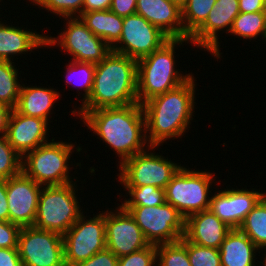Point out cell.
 I'll use <instances>...</instances> for the list:
<instances>
[{
    "mask_svg": "<svg viewBox=\"0 0 266 266\" xmlns=\"http://www.w3.org/2000/svg\"><path fill=\"white\" fill-rule=\"evenodd\" d=\"M73 116H78L87 130L117 154L118 166L150 147L146 139L145 116L139 103L74 112Z\"/></svg>",
    "mask_w": 266,
    "mask_h": 266,
    "instance_id": "1",
    "label": "cell"
},
{
    "mask_svg": "<svg viewBox=\"0 0 266 266\" xmlns=\"http://www.w3.org/2000/svg\"><path fill=\"white\" fill-rule=\"evenodd\" d=\"M194 78L193 75L179 87L142 104L146 139L150 146H162L167 140L181 138L190 129L197 100V80Z\"/></svg>",
    "mask_w": 266,
    "mask_h": 266,
    "instance_id": "2",
    "label": "cell"
},
{
    "mask_svg": "<svg viewBox=\"0 0 266 266\" xmlns=\"http://www.w3.org/2000/svg\"><path fill=\"white\" fill-rule=\"evenodd\" d=\"M135 103H138L137 60L111 51L100 63L95 64L90 97L77 107L78 110H71V114Z\"/></svg>",
    "mask_w": 266,
    "mask_h": 266,
    "instance_id": "3",
    "label": "cell"
},
{
    "mask_svg": "<svg viewBox=\"0 0 266 266\" xmlns=\"http://www.w3.org/2000/svg\"><path fill=\"white\" fill-rule=\"evenodd\" d=\"M185 42V44H183ZM191 43L189 39H169L159 49L137 61V99L143 104L150 98L171 91L194 74L179 71L176 65L178 47ZM176 49V50H175Z\"/></svg>",
    "mask_w": 266,
    "mask_h": 266,
    "instance_id": "4",
    "label": "cell"
},
{
    "mask_svg": "<svg viewBox=\"0 0 266 266\" xmlns=\"http://www.w3.org/2000/svg\"><path fill=\"white\" fill-rule=\"evenodd\" d=\"M58 141V142H57ZM55 137L22 157V172L41 186H59L75 182L70 176V157L82 152V146ZM73 180H72V178Z\"/></svg>",
    "mask_w": 266,
    "mask_h": 266,
    "instance_id": "5",
    "label": "cell"
},
{
    "mask_svg": "<svg viewBox=\"0 0 266 266\" xmlns=\"http://www.w3.org/2000/svg\"><path fill=\"white\" fill-rule=\"evenodd\" d=\"M77 181L42 186L34 227L64 235L84 213L79 204ZM77 193V194H76Z\"/></svg>",
    "mask_w": 266,
    "mask_h": 266,
    "instance_id": "6",
    "label": "cell"
},
{
    "mask_svg": "<svg viewBox=\"0 0 266 266\" xmlns=\"http://www.w3.org/2000/svg\"><path fill=\"white\" fill-rule=\"evenodd\" d=\"M205 170L197 171L182 166L165 188L166 202L176 208L185 219L209 209V195L212 194L210 187L212 189L216 177L215 173Z\"/></svg>",
    "mask_w": 266,
    "mask_h": 266,
    "instance_id": "7",
    "label": "cell"
},
{
    "mask_svg": "<svg viewBox=\"0 0 266 266\" xmlns=\"http://www.w3.org/2000/svg\"><path fill=\"white\" fill-rule=\"evenodd\" d=\"M156 148L158 150L160 147L150 146L119 165L116 180L119 179L117 181L121 186L153 185L162 189L166 188L182 166L160 155V152L156 153Z\"/></svg>",
    "mask_w": 266,
    "mask_h": 266,
    "instance_id": "8",
    "label": "cell"
},
{
    "mask_svg": "<svg viewBox=\"0 0 266 266\" xmlns=\"http://www.w3.org/2000/svg\"><path fill=\"white\" fill-rule=\"evenodd\" d=\"M122 207L134 218L149 244L157 246L173 243L184 236L185 218L170 203Z\"/></svg>",
    "mask_w": 266,
    "mask_h": 266,
    "instance_id": "9",
    "label": "cell"
},
{
    "mask_svg": "<svg viewBox=\"0 0 266 266\" xmlns=\"http://www.w3.org/2000/svg\"><path fill=\"white\" fill-rule=\"evenodd\" d=\"M63 31L59 36H46V47L56 45L70 60L77 62L100 63L111 51V47L100 37L94 35L79 17H63ZM66 29V30H65ZM50 46V47H49ZM73 58V59H72Z\"/></svg>",
    "mask_w": 266,
    "mask_h": 266,
    "instance_id": "10",
    "label": "cell"
},
{
    "mask_svg": "<svg viewBox=\"0 0 266 266\" xmlns=\"http://www.w3.org/2000/svg\"><path fill=\"white\" fill-rule=\"evenodd\" d=\"M89 218L83 213L63 235L65 266H76L106 249L105 210Z\"/></svg>",
    "mask_w": 266,
    "mask_h": 266,
    "instance_id": "11",
    "label": "cell"
},
{
    "mask_svg": "<svg viewBox=\"0 0 266 266\" xmlns=\"http://www.w3.org/2000/svg\"><path fill=\"white\" fill-rule=\"evenodd\" d=\"M18 252L23 266H65L63 236L56 232L22 227Z\"/></svg>",
    "mask_w": 266,
    "mask_h": 266,
    "instance_id": "12",
    "label": "cell"
},
{
    "mask_svg": "<svg viewBox=\"0 0 266 266\" xmlns=\"http://www.w3.org/2000/svg\"><path fill=\"white\" fill-rule=\"evenodd\" d=\"M169 39L158 27L135 13L123 18L120 40L111 49L138 61L159 49Z\"/></svg>",
    "mask_w": 266,
    "mask_h": 266,
    "instance_id": "13",
    "label": "cell"
},
{
    "mask_svg": "<svg viewBox=\"0 0 266 266\" xmlns=\"http://www.w3.org/2000/svg\"><path fill=\"white\" fill-rule=\"evenodd\" d=\"M105 211L106 248L118 258L149 245L134 218L120 204Z\"/></svg>",
    "mask_w": 266,
    "mask_h": 266,
    "instance_id": "14",
    "label": "cell"
},
{
    "mask_svg": "<svg viewBox=\"0 0 266 266\" xmlns=\"http://www.w3.org/2000/svg\"><path fill=\"white\" fill-rule=\"evenodd\" d=\"M239 0H216L205 22L189 37L192 46L219 59L221 56L220 32L229 34L234 19L239 15Z\"/></svg>",
    "mask_w": 266,
    "mask_h": 266,
    "instance_id": "15",
    "label": "cell"
},
{
    "mask_svg": "<svg viewBox=\"0 0 266 266\" xmlns=\"http://www.w3.org/2000/svg\"><path fill=\"white\" fill-rule=\"evenodd\" d=\"M42 186L23 172L6 179L9 221L22 227L33 226Z\"/></svg>",
    "mask_w": 266,
    "mask_h": 266,
    "instance_id": "16",
    "label": "cell"
},
{
    "mask_svg": "<svg viewBox=\"0 0 266 266\" xmlns=\"http://www.w3.org/2000/svg\"><path fill=\"white\" fill-rule=\"evenodd\" d=\"M251 189L227 188L216 191L210 195L209 210L231 229H238L247 214L266 195L260 189Z\"/></svg>",
    "mask_w": 266,
    "mask_h": 266,
    "instance_id": "17",
    "label": "cell"
},
{
    "mask_svg": "<svg viewBox=\"0 0 266 266\" xmlns=\"http://www.w3.org/2000/svg\"><path fill=\"white\" fill-rule=\"evenodd\" d=\"M48 125L51 126L42 118L26 116L12 109L6 132L8 143L23 157L50 141L48 132L51 129Z\"/></svg>",
    "mask_w": 266,
    "mask_h": 266,
    "instance_id": "18",
    "label": "cell"
},
{
    "mask_svg": "<svg viewBox=\"0 0 266 266\" xmlns=\"http://www.w3.org/2000/svg\"><path fill=\"white\" fill-rule=\"evenodd\" d=\"M232 229L209 209L188 216L185 219L184 238L203 247L219 249Z\"/></svg>",
    "mask_w": 266,
    "mask_h": 266,
    "instance_id": "19",
    "label": "cell"
},
{
    "mask_svg": "<svg viewBox=\"0 0 266 266\" xmlns=\"http://www.w3.org/2000/svg\"><path fill=\"white\" fill-rule=\"evenodd\" d=\"M136 13L170 39H184L182 10L170 0H137Z\"/></svg>",
    "mask_w": 266,
    "mask_h": 266,
    "instance_id": "20",
    "label": "cell"
},
{
    "mask_svg": "<svg viewBox=\"0 0 266 266\" xmlns=\"http://www.w3.org/2000/svg\"><path fill=\"white\" fill-rule=\"evenodd\" d=\"M0 60L1 61H15L16 56H22L33 52L35 49L46 47V35L40 34L33 29H24L22 27L13 26L2 22L0 19ZM5 23V24H4ZM23 28V29H22Z\"/></svg>",
    "mask_w": 266,
    "mask_h": 266,
    "instance_id": "21",
    "label": "cell"
},
{
    "mask_svg": "<svg viewBox=\"0 0 266 266\" xmlns=\"http://www.w3.org/2000/svg\"><path fill=\"white\" fill-rule=\"evenodd\" d=\"M61 96L62 94L60 95L59 90L57 91L55 88L37 87V85L25 86L23 82L15 110L20 114L42 118L50 123L52 122L50 115L55 109L54 104Z\"/></svg>",
    "mask_w": 266,
    "mask_h": 266,
    "instance_id": "22",
    "label": "cell"
},
{
    "mask_svg": "<svg viewBox=\"0 0 266 266\" xmlns=\"http://www.w3.org/2000/svg\"><path fill=\"white\" fill-rule=\"evenodd\" d=\"M219 252L222 266H256V255L257 252L260 254V249L239 229H232Z\"/></svg>",
    "mask_w": 266,
    "mask_h": 266,
    "instance_id": "23",
    "label": "cell"
},
{
    "mask_svg": "<svg viewBox=\"0 0 266 266\" xmlns=\"http://www.w3.org/2000/svg\"><path fill=\"white\" fill-rule=\"evenodd\" d=\"M91 32L103 39L111 48L120 40L123 17L111 10H97L78 16Z\"/></svg>",
    "mask_w": 266,
    "mask_h": 266,
    "instance_id": "24",
    "label": "cell"
},
{
    "mask_svg": "<svg viewBox=\"0 0 266 266\" xmlns=\"http://www.w3.org/2000/svg\"><path fill=\"white\" fill-rule=\"evenodd\" d=\"M229 34L236 36V38H243V40H256L258 37L264 40L266 36V11L239 13L234 19Z\"/></svg>",
    "mask_w": 266,
    "mask_h": 266,
    "instance_id": "25",
    "label": "cell"
},
{
    "mask_svg": "<svg viewBox=\"0 0 266 266\" xmlns=\"http://www.w3.org/2000/svg\"><path fill=\"white\" fill-rule=\"evenodd\" d=\"M238 229L260 250L266 247V195L247 214Z\"/></svg>",
    "mask_w": 266,
    "mask_h": 266,
    "instance_id": "26",
    "label": "cell"
},
{
    "mask_svg": "<svg viewBox=\"0 0 266 266\" xmlns=\"http://www.w3.org/2000/svg\"><path fill=\"white\" fill-rule=\"evenodd\" d=\"M11 61L0 60V104L15 109L22 81L19 77L18 69ZM19 78V79H18ZM21 84H20V82Z\"/></svg>",
    "mask_w": 266,
    "mask_h": 266,
    "instance_id": "27",
    "label": "cell"
},
{
    "mask_svg": "<svg viewBox=\"0 0 266 266\" xmlns=\"http://www.w3.org/2000/svg\"><path fill=\"white\" fill-rule=\"evenodd\" d=\"M66 68V82L67 84L76 86L79 89H83L84 93L82 95L81 104L82 106L90 97V93L93 86L94 74H95V64L86 62H77L69 60ZM74 81V82H73Z\"/></svg>",
    "mask_w": 266,
    "mask_h": 266,
    "instance_id": "28",
    "label": "cell"
},
{
    "mask_svg": "<svg viewBox=\"0 0 266 266\" xmlns=\"http://www.w3.org/2000/svg\"><path fill=\"white\" fill-rule=\"evenodd\" d=\"M216 0H188L183 6L182 21L184 39L189 37L205 22Z\"/></svg>",
    "mask_w": 266,
    "mask_h": 266,
    "instance_id": "29",
    "label": "cell"
},
{
    "mask_svg": "<svg viewBox=\"0 0 266 266\" xmlns=\"http://www.w3.org/2000/svg\"><path fill=\"white\" fill-rule=\"evenodd\" d=\"M129 195L121 206H158L166 202L165 189L153 185L123 186Z\"/></svg>",
    "mask_w": 266,
    "mask_h": 266,
    "instance_id": "30",
    "label": "cell"
},
{
    "mask_svg": "<svg viewBox=\"0 0 266 266\" xmlns=\"http://www.w3.org/2000/svg\"><path fill=\"white\" fill-rule=\"evenodd\" d=\"M157 266H191L187 254V240L156 246Z\"/></svg>",
    "mask_w": 266,
    "mask_h": 266,
    "instance_id": "31",
    "label": "cell"
},
{
    "mask_svg": "<svg viewBox=\"0 0 266 266\" xmlns=\"http://www.w3.org/2000/svg\"><path fill=\"white\" fill-rule=\"evenodd\" d=\"M22 172V157L8 143L6 135H0V179H9Z\"/></svg>",
    "mask_w": 266,
    "mask_h": 266,
    "instance_id": "32",
    "label": "cell"
},
{
    "mask_svg": "<svg viewBox=\"0 0 266 266\" xmlns=\"http://www.w3.org/2000/svg\"><path fill=\"white\" fill-rule=\"evenodd\" d=\"M38 8L61 17H78L82 13L84 0H27Z\"/></svg>",
    "mask_w": 266,
    "mask_h": 266,
    "instance_id": "33",
    "label": "cell"
},
{
    "mask_svg": "<svg viewBox=\"0 0 266 266\" xmlns=\"http://www.w3.org/2000/svg\"><path fill=\"white\" fill-rule=\"evenodd\" d=\"M187 254L191 266H222L217 248L203 247L187 241Z\"/></svg>",
    "mask_w": 266,
    "mask_h": 266,
    "instance_id": "34",
    "label": "cell"
},
{
    "mask_svg": "<svg viewBox=\"0 0 266 266\" xmlns=\"http://www.w3.org/2000/svg\"><path fill=\"white\" fill-rule=\"evenodd\" d=\"M156 246L147 247L131 254L119 257L117 266H157Z\"/></svg>",
    "mask_w": 266,
    "mask_h": 266,
    "instance_id": "35",
    "label": "cell"
},
{
    "mask_svg": "<svg viewBox=\"0 0 266 266\" xmlns=\"http://www.w3.org/2000/svg\"><path fill=\"white\" fill-rule=\"evenodd\" d=\"M21 227L10 221H0V249H18Z\"/></svg>",
    "mask_w": 266,
    "mask_h": 266,
    "instance_id": "36",
    "label": "cell"
},
{
    "mask_svg": "<svg viewBox=\"0 0 266 266\" xmlns=\"http://www.w3.org/2000/svg\"><path fill=\"white\" fill-rule=\"evenodd\" d=\"M118 259L119 258L115 254L106 248L76 266H117Z\"/></svg>",
    "mask_w": 266,
    "mask_h": 266,
    "instance_id": "37",
    "label": "cell"
},
{
    "mask_svg": "<svg viewBox=\"0 0 266 266\" xmlns=\"http://www.w3.org/2000/svg\"><path fill=\"white\" fill-rule=\"evenodd\" d=\"M137 0H112L110 10L120 17H127L136 13Z\"/></svg>",
    "mask_w": 266,
    "mask_h": 266,
    "instance_id": "38",
    "label": "cell"
},
{
    "mask_svg": "<svg viewBox=\"0 0 266 266\" xmlns=\"http://www.w3.org/2000/svg\"><path fill=\"white\" fill-rule=\"evenodd\" d=\"M0 266H23L18 249H0Z\"/></svg>",
    "mask_w": 266,
    "mask_h": 266,
    "instance_id": "39",
    "label": "cell"
},
{
    "mask_svg": "<svg viewBox=\"0 0 266 266\" xmlns=\"http://www.w3.org/2000/svg\"><path fill=\"white\" fill-rule=\"evenodd\" d=\"M240 13L266 11L265 0H239Z\"/></svg>",
    "mask_w": 266,
    "mask_h": 266,
    "instance_id": "40",
    "label": "cell"
},
{
    "mask_svg": "<svg viewBox=\"0 0 266 266\" xmlns=\"http://www.w3.org/2000/svg\"><path fill=\"white\" fill-rule=\"evenodd\" d=\"M0 221H9L6 179H0Z\"/></svg>",
    "mask_w": 266,
    "mask_h": 266,
    "instance_id": "41",
    "label": "cell"
},
{
    "mask_svg": "<svg viewBox=\"0 0 266 266\" xmlns=\"http://www.w3.org/2000/svg\"><path fill=\"white\" fill-rule=\"evenodd\" d=\"M112 0H84L82 13L97 11V10H110Z\"/></svg>",
    "mask_w": 266,
    "mask_h": 266,
    "instance_id": "42",
    "label": "cell"
},
{
    "mask_svg": "<svg viewBox=\"0 0 266 266\" xmlns=\"http://www.w3.org/2000/svg\"><path fill=\"white\" fill-rule=\"evenodd\" d=\"M12 108L0 104V135H6L8 120L11 114Z\"/></svg>",
    "mask_w": 266,
    "mask_h": 266,
    "instance_id": "43",
    "label": "cell"
},
{
    "mask_svg": "<svg viewBox=\"0 0 266 266\" xmlns=\"http://www.w3.org/2000/svg\"><path fill=\"white\" fill-rule=\"evenodd\" d=\"M170 1L182 9L188 0H170Z\"/></svg>",
    "mask_w": 266,
    "mask_h": 266,
    "instance_id": "44",
    "label": "cell"
},
{
    "mask_svg": "<svg viewBox=\"0 0 266 266\" xmlns=\"http://www.w3.org/2000/svg\"><path fill=\"white\" fill-rule=\"evenodd\" d=\"M263 249H261L260 253L263 252V251H265L264 254H262L264 256L261 257L262 259L264 258V260L263 261H258V262H260L261 264H263V266H266V254H265L266 253V247L263 248Z\"/></svg>",
    "mask_w": 266,
    "mask_h": 266,
    "instance_id": "45",
    "label": "cell"
}]
</instances>
